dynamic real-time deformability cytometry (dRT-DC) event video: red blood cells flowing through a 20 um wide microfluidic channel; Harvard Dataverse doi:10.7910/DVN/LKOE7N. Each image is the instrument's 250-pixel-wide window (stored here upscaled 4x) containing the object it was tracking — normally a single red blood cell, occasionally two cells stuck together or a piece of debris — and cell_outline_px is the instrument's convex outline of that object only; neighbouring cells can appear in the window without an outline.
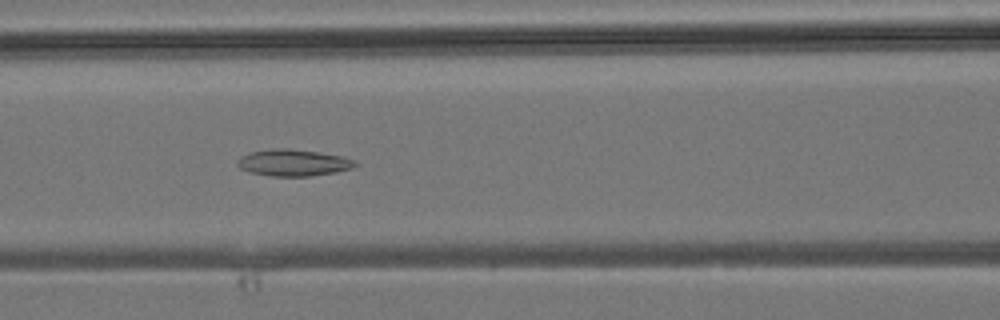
{"species": "common noctule bat (a hibernating species)", "species_latin": "Nyctalus noctula", "temperature_condition": "room temperature", "stored_images_in_passage": 33, "camera_frame_rate_fps": 3000, "um_per_image_px": 0.085, "animal": {"sex": "male", "body_mass_g": 19.2, "forearm_length_mm": 51.8}, "frame": {"image": 1, "passage_image": 11, "time_ms": 3.333, "image_size_px": [1000, 320], "cell_outline_px": [[360, 164], [352, 168], [336, 172], [312, 176], [272, 176], [248, 172], [240, 168], [236, 164], [236, 160], [240, 156], [248, 152], [272, 148], [288, 148], [320, 152], [340, 156], [356, 160]], "centroid_in_image_um": [24.91, 13.82], "position_along_channel_um": 141.7, "area_um2": 18.61}}
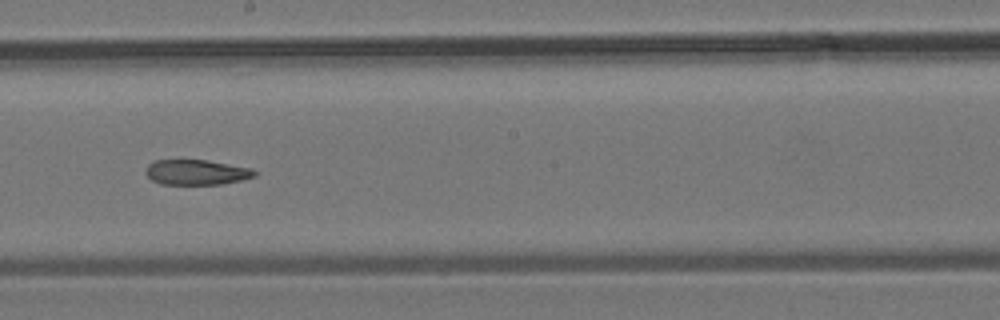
{"frame": {"image": 2, "passage_image": 17, "time_ms": 5.333, "image_size_px": [1000, 320], "cell_outline_px": [[256, 176], [224, 184], [160, 184], [152, 180], [144, 172], [144, 168], [148, 164], [156, 160], [204, 160], [252, 168], [256, 172]], "centroid_in_image_um": [16.67, 14.64], "position_along_channel_um": 231.5, "area_um2": 15.95}}
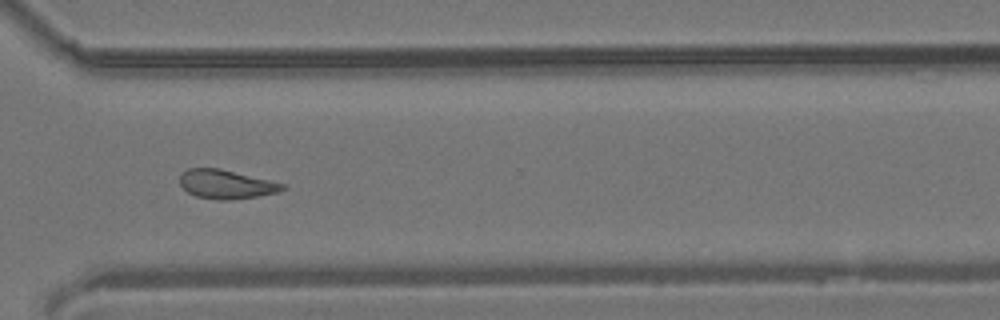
{"frame": {"image": 3, "passage_image": 25, "time_ms": 8.0, "image_size_px": [1000, 320], "cell_outline_px": [[288, 188], [276, 192], [256, 196], [232, 200], [220, 200], [196, 196], [188, 192], [180, 184], [180, 172], [188, 168], [220, 168], [288, 184]], "centroid_in_image_um": [19.24, 15.65], "position_along_channel_um": 351.4, "area_um2": 17.46}}